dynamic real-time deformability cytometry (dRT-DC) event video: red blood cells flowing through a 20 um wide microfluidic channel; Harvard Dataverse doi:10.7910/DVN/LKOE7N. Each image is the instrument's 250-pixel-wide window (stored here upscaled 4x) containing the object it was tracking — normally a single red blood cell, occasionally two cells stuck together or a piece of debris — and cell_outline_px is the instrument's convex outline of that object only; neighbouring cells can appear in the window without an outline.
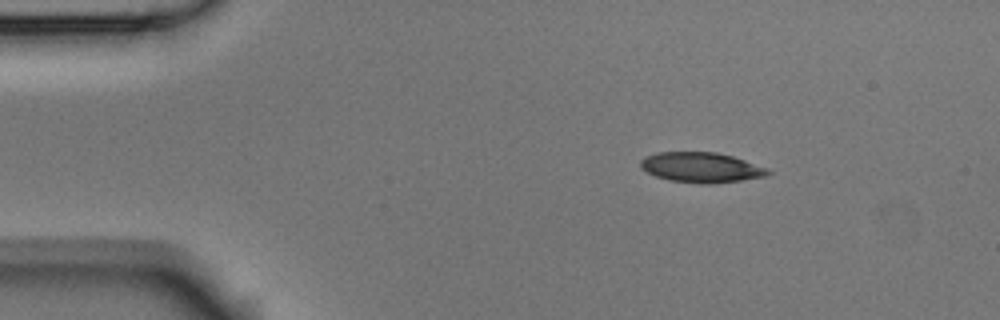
{"species": "Egyptian fruit bat (a non-hibernating species)", "species_latin": "Rousettus aegyptiacus", "temperature_condition": "room temperature", "stored_images_in_passage": 4, "camera_frame_rate_fps": 3000, "um_per_image_px": 0.085, "animal": {"sex": "male"}, "frame": {"image": 1, "passage_image": 2, "time_ms": 0.333, "image_size_px": [1000, 320], "cell_outline_px": [[772, 172], [768, 176], [712, 184], [700, 184], [668, 180], [656, 176], [648, 172], [640, 164], [640, 160], [644, 156], [656, 152], [716, 152], [732, 156], [768, 168]], "centroid_in_image_um": [59.61, 14.23], "position_along_channel_um": 25.4, "area_um2": 22.43}}